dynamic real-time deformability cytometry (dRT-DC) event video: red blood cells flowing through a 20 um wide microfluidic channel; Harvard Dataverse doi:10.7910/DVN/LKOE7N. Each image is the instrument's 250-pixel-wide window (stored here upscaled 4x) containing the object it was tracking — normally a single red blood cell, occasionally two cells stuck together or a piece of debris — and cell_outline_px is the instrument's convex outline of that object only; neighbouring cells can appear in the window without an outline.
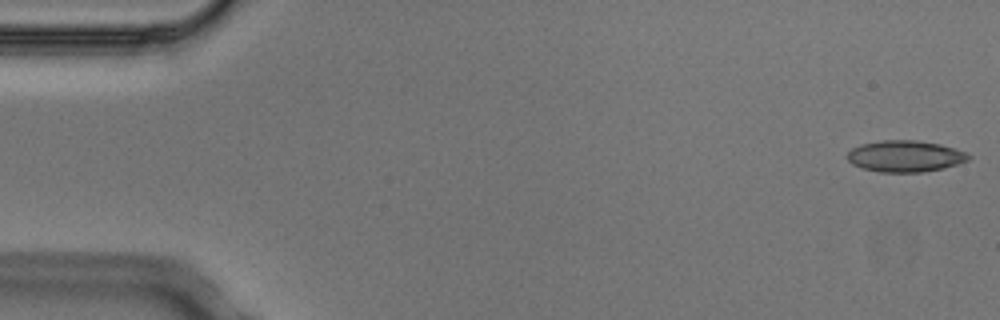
{"species": "Egyptian fruit bat (a non-hibernating species)", "species_latin": "Rousettus aegyptiacus", "temperature_condition": "cold", "stored_images_in_passage": 2, "camera_frame_rate_fps": 3000, "um_per_image_px": 0.085, "animal": {"sex": "male"}, "frame": {"image": 1, "passage_image": 1, "time_ms": 0.0, "image_size_px": [1000, 320], "cell_outline_px": [[972, 156], [968, 160], [944, 168], [924, 172], [880, 172], [864, 168], [852, 164], [848, 160], [848, 152], [852, 148], [860, 144], [884, 140], [916, 140], [940, 144], [956, 148], [968, 152]], "centroid_in_image_um": [76.98, 13.27], "position_along_channel_um": 8.0, "area_um2": 22.25}}